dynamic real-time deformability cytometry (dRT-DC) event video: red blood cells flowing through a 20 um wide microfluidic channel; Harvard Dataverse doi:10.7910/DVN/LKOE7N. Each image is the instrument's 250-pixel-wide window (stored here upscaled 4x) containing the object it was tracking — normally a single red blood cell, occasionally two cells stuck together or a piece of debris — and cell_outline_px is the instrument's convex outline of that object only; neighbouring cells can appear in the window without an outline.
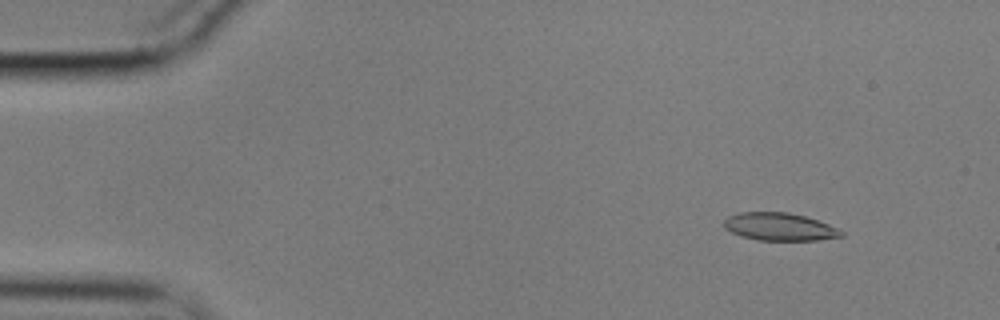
{"species": "common noctule bat (a hibernating species)", "species_latin": "Nyctalus noctula", "temperature_condition": "cold", "stored_images_in_passage": 56, "camera_frame_rate_fps": 3000, "um_per_image_px": 0.085, "animal": {"sex": "male", "body_mass_g": 17.9}, "frame": {"image": 1, "passage_image": 6, "time_ms": 1.667, "image_size_px": [1000, 320], "cell_outline_px": [[844, 236], [816, 240], [760, 240], [740, 236], [724, 228], [724, 220], [728, 216], [740, 212], [788, 212], [804, 216], [828, 224], [844, 232]], "centroid_in_image_um": [66.24, 19.27], "position_along_channel_um": 18.8, "area_um2": 18.84}}
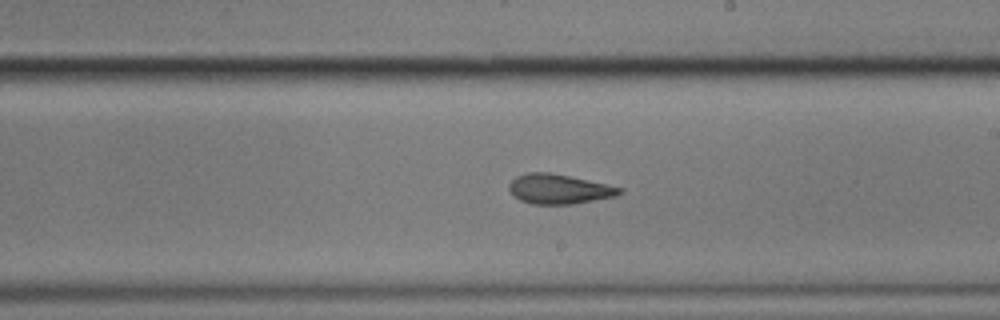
{"frame": {"image": 2, "passage_image": 32, "time_ms": 10.333, "image_size_px": [1000, 320], "cell_outline_px": [[624, 192], [616, 196], [572, 204], [532, 204], [520, 200], [512, 196], [508, 188], [508, 184], [516, 176], [528, 172], [548, 172], [568, 176], [624, 188]], "centroid_in_image_um": [47.48, 16.07], "position_along_channel_um": 241.5, "area_um2": 19.13}}
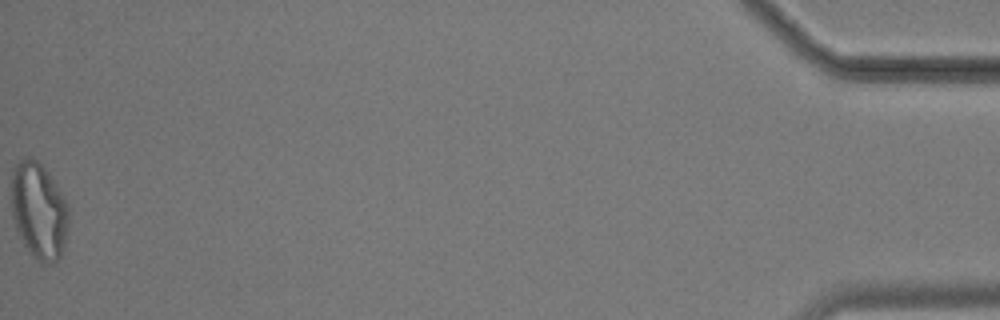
{"frame": {"image": 3, "passage_image": 56, "time_ms": 18.333, "image_size_px": [1000, 320], "cell_outline_px": [[68, 224], [64, 244], [60, 256], [56, 260], [48, 264], [44, 264], [28, 252], [16, 228], [12, 216], [12, 168], [20, 160], [28, 156], [36, 160], [48, 172], [56, 184], [68, 204]], "centroid_in_image_um": [3.3, 17.9], "position_along_channel_um": 431.9, "area_um2": 32.02}, "authors_computed_cell_mechanics": {"area_um2": 19.8832, "velocity_mm_per_s": 3.5935, "shape_relaxation_time_tau1_ms": null, "shape_relaxation_time_tau2_ms": 2.4021, "deformation_change_tau1": null, "deformation_change_tau2": 0.1059}}